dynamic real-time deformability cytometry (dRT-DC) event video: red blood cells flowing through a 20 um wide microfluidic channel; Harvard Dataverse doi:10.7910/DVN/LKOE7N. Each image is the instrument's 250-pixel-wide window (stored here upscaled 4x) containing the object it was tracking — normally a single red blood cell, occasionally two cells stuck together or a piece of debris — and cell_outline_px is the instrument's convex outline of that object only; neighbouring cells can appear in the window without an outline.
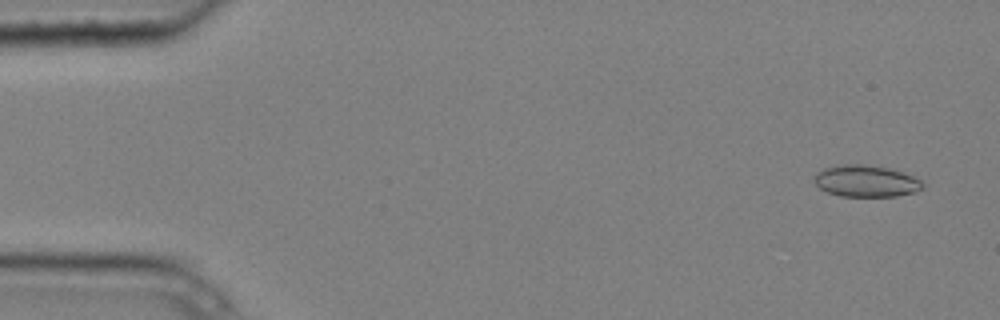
{"species": "common noctule bat (a hibernating species)", "species_latin": "Nyctalus noctula", "temperature_condition": "cold", "stored_images_in_passage": 6, "camera_frame_rate_fps": 3000, "um_per_image_px": 0.085, "animal": {"sex": "male", "body_mass_g": 20.4}, "frame": {"image": 1, "passage_image": 1, "time_ms": 0.0, "image_size_px": [1000, 320], "cell_outline_px": [[924, 188], [916, 192], [896, 196], [840, 196], [828, 192], [820, 188], [812, 180], [812, 176], [816, 172], [824, 168], [844, 164], [860, 164], [888, 168], [912, 176], [920, 180], [924, 184]], "centroid_in_image_um": [73.58, 15.39], "position_along_channel_um": 11.4, "area_um2": 20.0}}
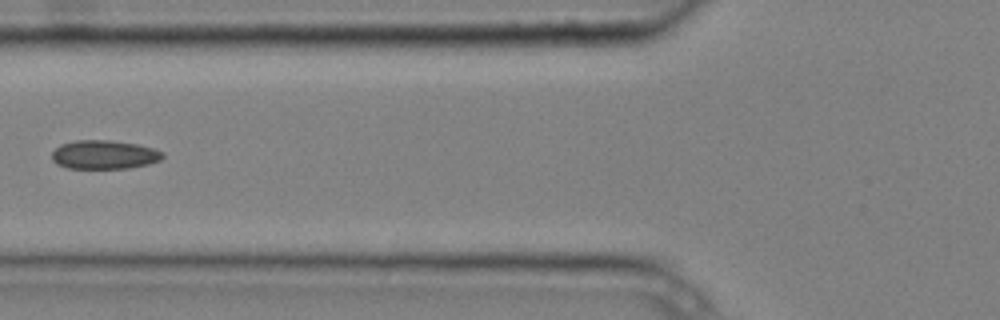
{"frame": {"image": 2, "passage_image": 5, "time_ms": 1.333, "image_size_px": [1000, 320], "cell_outline_px": [[164, 156], [160, 160], [148, 164], [128, 168], [68, 168], [56, 164], [52, 160], [52, 152], [60, 144], [76, 140], [112, 140], [136, 144], [152, 148], [164, 152]], "centroid_in_image_um": [8.84, 13.14], "position_along_channel_um": 117.0, "area_um2": 18.61}}
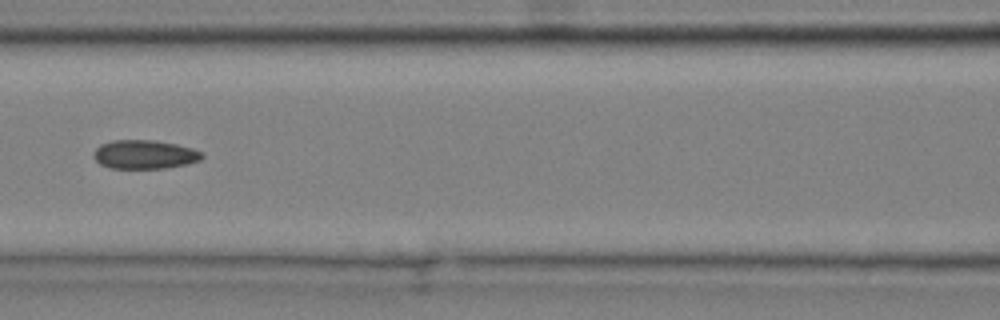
{"frame": {"image": 3, "passage_image": 6, "time_ms": 1.667, "image_size_px": [1000, 320], "cell_outline_px": [[204, 156], [200, 160], [188, 164], [164, 168], [108, 168], [100, 164], [92, 156], [96, 148], [100, 144], [112, 140], [156, 140], [176, 144], [192, 148], [204, 152]], "centroid_in_image_um": [12.29, 13.12], "position_along_channel_um": 154.3, "area_um2": 18.38}}